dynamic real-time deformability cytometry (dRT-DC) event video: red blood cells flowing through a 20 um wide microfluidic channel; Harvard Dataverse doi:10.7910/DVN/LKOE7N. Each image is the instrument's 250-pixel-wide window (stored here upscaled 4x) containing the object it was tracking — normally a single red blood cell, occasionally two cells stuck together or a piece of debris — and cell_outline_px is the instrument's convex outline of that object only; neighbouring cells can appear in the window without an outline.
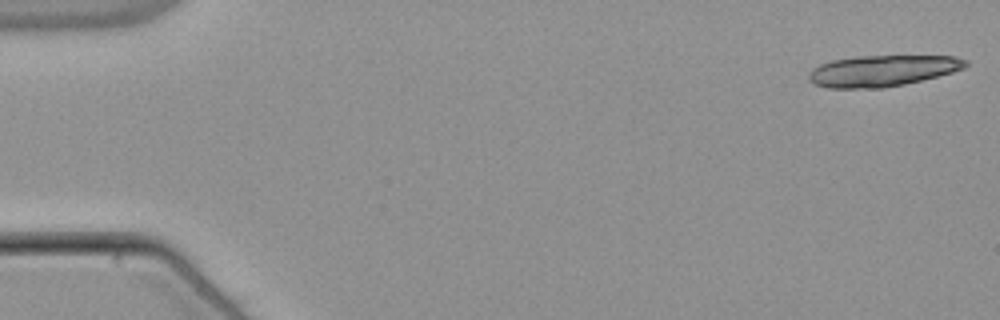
{"species": "common noctule bat (a hibernating species)", "species_latin": "Nyctalus noctula", "temperature_condition": "warm", "stored_images_in_passage": 19, "camera_frame_rate_fps": 3000, "um_per_image_px": 0.085, "animal": {"sex": "male", "body_mass_g": 21.5, "forearm_length_mm": 52.0}, "frame": {"image": 1, "passage_image": 1, "time_ms": 0.0, "image_size_px": [1000, 320], "cell_outline_px": [[968, 64], [964, 68], [952, 72], [904, 84], [884, 88], [828, 88], [812, 84], [808, 80], [808, 72], [812, 68], [820, 64], [832, 60], [856, 56], [956, 56], [968, 60]], "centroid_in_image_um": [74.95, 6.01], "position_along_channel_um": 10.0, "area_um2": 28.61}}